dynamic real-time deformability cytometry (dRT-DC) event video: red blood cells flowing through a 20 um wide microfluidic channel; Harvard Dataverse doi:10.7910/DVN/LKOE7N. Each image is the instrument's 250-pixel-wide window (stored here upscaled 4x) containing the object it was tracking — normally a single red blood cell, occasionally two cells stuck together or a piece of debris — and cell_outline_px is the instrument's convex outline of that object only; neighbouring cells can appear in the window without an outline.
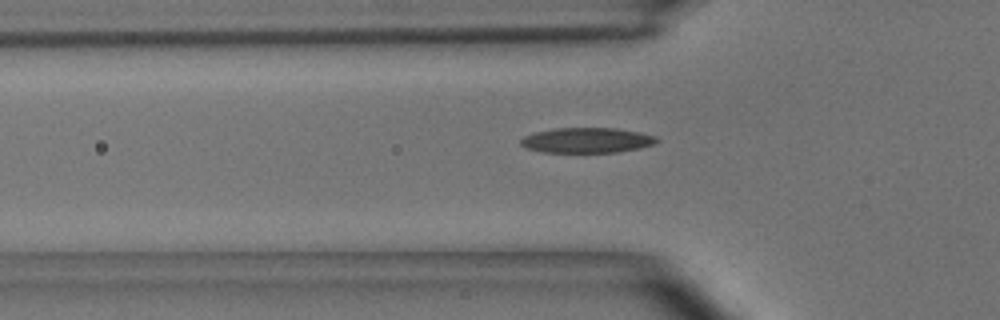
{"species": "common noctule bat (a hibernating species)", "species_latin": "Nyctalus noctula", "temperature_condition": "room temperature", "stored_images_in_passage": 37, "camera_frame_rate_fps": 3000, "um_per_image_px": 0.085, "animal": {"sex": "male", "body_mass_g": 15.6}, "frame": {"image": 1, "passage_image": 11, "time_ms": 3.333, "image_size_px": [1000, 320], "cell_outline_px": [[660, 140], [656, 144], [640, 148], [616, 152], [540, 152], [528, 148], [520, 144], [520, 140], [524, 136], [536, 132], [556, 128], [616, 128], [656, 136]], "centroid_in_image_um": [49.9, 11.92], "position_along_channel_um": 75.9, "area_um2": 19.88}}
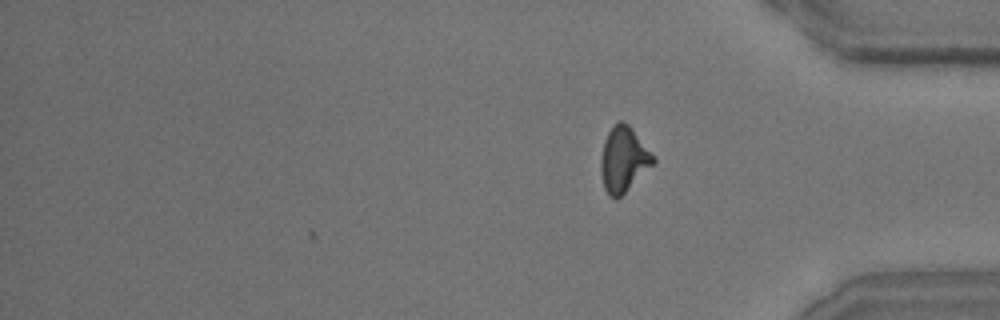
{"frame": {"image": 2, "passage_image": 37, "time_ms": 12.0, "image_size_px": [1000, 320], "cell_outline_px": [[656, 164], [616, 200], [608, 196], [604, 188], [600, 172], [600, 160], [604, 140], [612, 124], [620, 120], [624, 120], [632, 128], [656, 156]], "centroid_in_image_um": [53.02, 13.55], "position_along_channel_um": 382.2, "area_um2": 20.52}, "authors_computed_cell_mechanics": {"area_um2": 19.652, "velocity_mm_per_s": 3.6416, "shape_relaxation_time_tau1_ms": 5.1512, "shape_relaxation_time_tau2_ms": 2.3435, "deformation_change_tau1": 0.1836, "deformation_change_tau2": 0.1037}}